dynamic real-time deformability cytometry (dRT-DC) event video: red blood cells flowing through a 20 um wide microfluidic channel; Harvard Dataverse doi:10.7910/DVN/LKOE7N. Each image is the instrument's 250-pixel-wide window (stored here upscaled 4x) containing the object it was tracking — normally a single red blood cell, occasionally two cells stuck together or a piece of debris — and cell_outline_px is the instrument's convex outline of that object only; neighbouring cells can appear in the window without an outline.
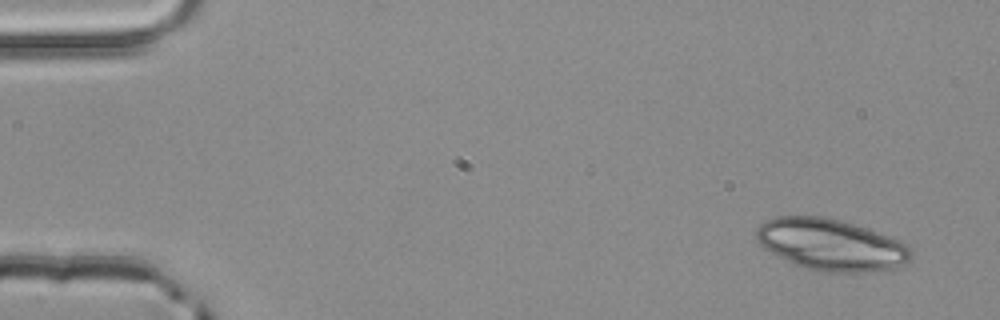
{"species": "common noctule bat (a hibernating species)", "species_latin": "Nyctalus noctula", "temperature_condition": "room temperature", "stored_images_in_passage": 4, "segment_of_instrument_passage": [1, 2], "camera_frame_rate_fps": 3000, "um_per_image_px": 0.085, "animal": {"sex": "male", "body_mass_g": 20.4}, "frame": {"image": 1, "passage_image": 1, "time_ms": 0.0, "image_size_px": [1000, 320], "cell_outline_px": [[912, 256], [904, 264], [892, 268], [864, 272], [820, 272], [796, 264], [764, 248], [756, 240], [756, 228], [764, 220], [776, 216], [820, 216], [840, 220], [868, 228], [900, 240], [908, 244], [912, 248]], "centroid_in_image_um": [70.65, 20.78], "position_along_channel_um": 14.4, "area_um2": 46.41}}